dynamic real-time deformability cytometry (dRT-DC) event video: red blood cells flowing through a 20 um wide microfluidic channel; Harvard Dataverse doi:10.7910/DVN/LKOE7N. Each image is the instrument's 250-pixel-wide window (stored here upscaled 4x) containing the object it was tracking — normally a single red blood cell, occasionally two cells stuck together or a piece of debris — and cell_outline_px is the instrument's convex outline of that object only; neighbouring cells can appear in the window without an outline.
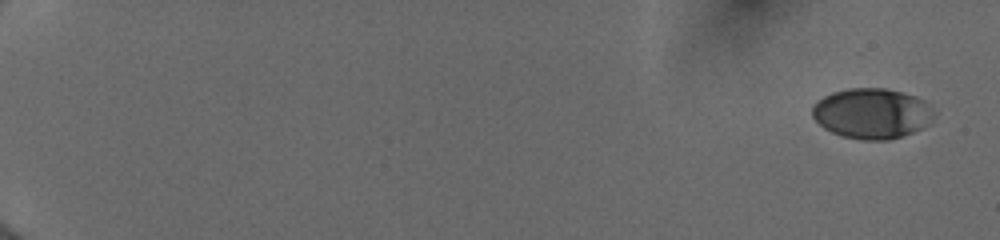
{"species": "human", "species_latin": "Homo sapiens", "temperature_condition": "cold", "stored_images_in_passage": 53, "camera_frame_rate_fps": 3000, "um_per_image_px": 0.085, "donor": {"sex": "female"}, "frame": {"image": 1, "passage_image": 1, "time_ms": 0.0, "image_size_px": [1000, 240], "cell_outline_px": [[928, 124], [924, 128], [888, 140], [864, 140], [844, 136], [832, 132], [824, 128], [812, 116], [812, 108], [816, 100], [832, 92], [848, 88], [884, 88], [916, 96], [924, 100]], "centroid_in_image_um": [73.99, 9.64], "position_along_channel_um": 11.0, "area_um2": 34.85}}
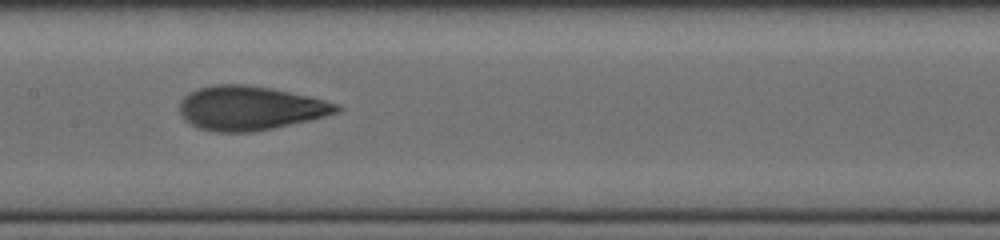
{"frame": {"image": 2, "passage_image": 30, "time_ms": 9.667, "image_size_px": [1000, 240], "cell_outline_px": [[344, 108], [340, 112], [308, 120], [272, 128], [252, 132], [216, 132], [200, 128], [184, 120], [180, 112], [180, 100], [184, 96], [200, 88], [212, 84], [244, 84], [272, 88], [308, 96], [340, 104]], "centroid_in_image_um": [21.26, 9.18], "position_along_channel_um": 186.1, "area_um2": 40.23}}
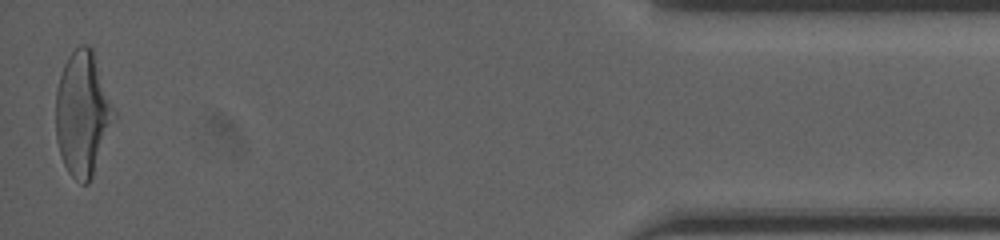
{"frame": {"image": 3, "passage_image": 53, "time_ms": 17.333, "image_size_px": [1000, 240], "cell_outline_px": [[116, 116], [92, 176], [88, 184], [80, 184], [68, 172], [64, 164], [56, 140], [56, 92], [60, 76], [64, 64], [68, 56], [80, 44], [88, 44], [92, 48], [116, 112]], "centroid_in_image_um": [7.02, 9.66], "position_along_channel_um": 428.2, "area_um2": 41.96}, "authors_computed_cell_mechanics": {"area_um2": 38.726, "velocity_mm_per_s": 4.0105, "shape_relaxation_time_tau1_ms": 4.1353, "shape_relaxation_time_tau2_ms": 0.8883, "deformation_change_tau1": 0.1739, "deformation_change_tau2": 0.0777}}